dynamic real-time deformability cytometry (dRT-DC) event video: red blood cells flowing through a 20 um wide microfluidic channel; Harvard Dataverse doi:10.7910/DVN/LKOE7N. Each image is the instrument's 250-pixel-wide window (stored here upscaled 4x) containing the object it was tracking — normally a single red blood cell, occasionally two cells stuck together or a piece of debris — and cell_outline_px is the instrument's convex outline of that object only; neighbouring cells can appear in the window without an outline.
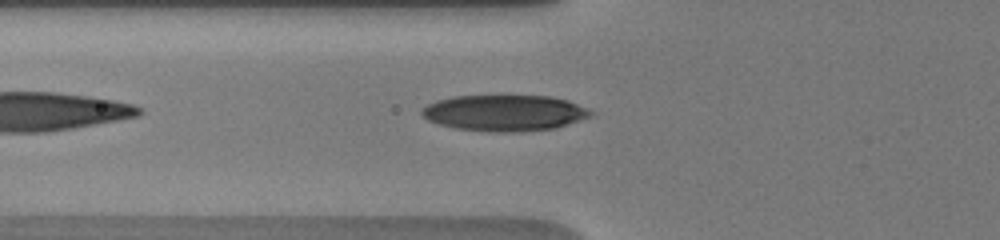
{"species": "human", "species_latin": "Homo sapiens", "temperature_condition": "warm", "stored_images_in_passage": 43, "camera_frame_rate_fps": 3000, "um_per_image_px": 0.085, "donor": {"sex": "male"}, "frame": {"image": 1, "passage_image": 2, "time_ms": 0.333, "image_size_px": [1000, 240], "cell_outline_px": [[596, 112], [592, 116], [556, 128], [520, 132], [488, 132], [456, 128], [440, 124], [428, 120], [420, 112], [428, 104], [436, 100], [452, 96], [548, 96], [568, 100], [588, 108]], "centroid_in_image_um": [42.93, 9.6], "position_along_channel_um": 82.9, "area_um2": 35.66}}
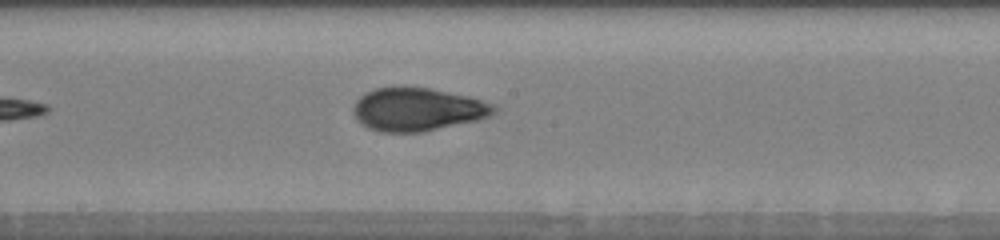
{"frame": {"image": 2, "passage_image": 15, "time_ms": 3.667, "image_size_px": [1000, 240], "cell_outline_px": [[496, 112], [488, 116], [476, 120], [420, 132], [380, 132], [368, 128], [352, 112], [352, 108], [356, 100], [360, 96], [376, 88], [396, 84], [400, 84], [432, 88], [468, 96], [492, 104], [496, 108]], "centroid_in_image_um": [35.44, 9.25], "position_along_channel_um": 212.8, "area_um2": 35.55}}
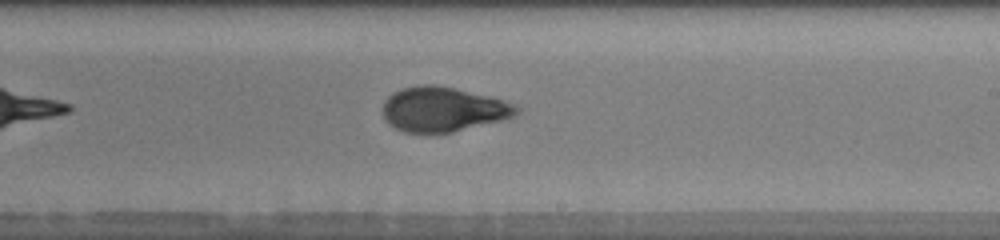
{"frame": {"image": 3, "passage_image": 19, "time_ms": 4.667, "image_size_px": [1000, 240], "cell_outline_px": [[520, 112], [516, 116], [452, 132], [404, 132], [388, 124], [384, 116], [384, 100], [392, 92], [400, 88], [416, 84], [432, 84], [452, 88], [488, 96], [504, 100], [516, 104], [520, 108]], "centroid_in_image_um": [37.65, 9.27], "position_along_channel_um": 251.3, "area_um2": 34.68}, "authors_computed_cell_mechanics": {"area_um2": 34.7378, "velocity_mm_per_s": 3.8722, "shape_relaxation_time_tau1_ms": 4.3343, "shape_relaxation_time_tau2_ms": 1.222, "deformation_change_tau1": 0.1779, "deformation_change_tau2": 0.0662}}